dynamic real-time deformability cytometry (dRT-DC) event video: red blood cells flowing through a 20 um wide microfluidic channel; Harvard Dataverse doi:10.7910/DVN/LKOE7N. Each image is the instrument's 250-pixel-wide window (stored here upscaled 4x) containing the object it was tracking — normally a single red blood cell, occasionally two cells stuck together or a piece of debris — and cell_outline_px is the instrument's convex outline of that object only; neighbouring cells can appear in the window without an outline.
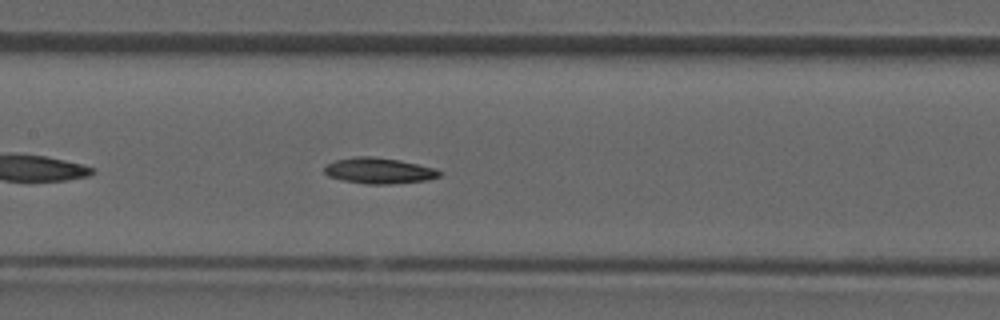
{"species": "common noctule bat (a hibernating species)", "species_latin": "Nyctalus noctula", "temperature_condition": "room temperature", "stored_images_in_passage": 31, "camera_frame_rate_fps": 3000, "um_per_image_px": 0.085, "animal": {"sex": "male", "forearm_length_mm": 52.5}, "frame": {"image": 1, "passage_image": 18, "time_ms": 5.667, "image_size_px": [1000, 320], "cell_outline_px": [[444, 172], [440, 176], [428, 180], [388, 184], [368, 184], [344, 180], [328, 176], [324, 172], [324, 164], [336, 160], [356, 156], [372, 156], [400, 160], [436, 168]], "centroid_in_image_um": [32.23, 14.5], "position_along_channel_um": 175.2, "area_um2": 17.46}}